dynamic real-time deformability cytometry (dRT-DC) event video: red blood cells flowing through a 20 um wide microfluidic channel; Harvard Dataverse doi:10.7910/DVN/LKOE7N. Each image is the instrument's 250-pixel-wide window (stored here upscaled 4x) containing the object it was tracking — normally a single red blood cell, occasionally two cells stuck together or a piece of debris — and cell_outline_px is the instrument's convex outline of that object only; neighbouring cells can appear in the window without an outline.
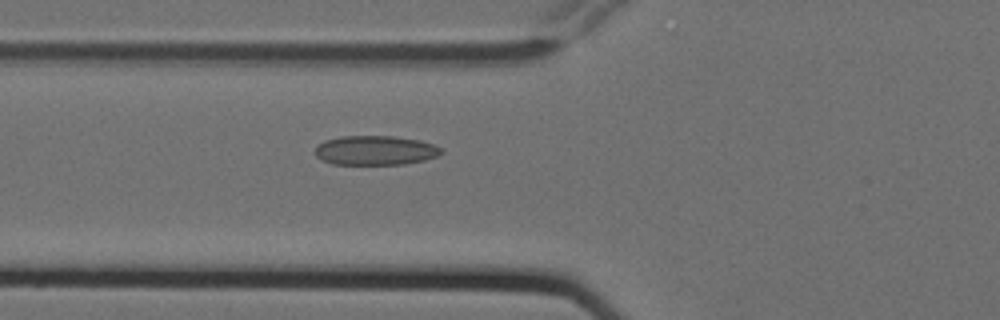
{"species": "Egyptian fruit bat (a non-hibernating species)", "species_latin": "Rousettus aegyptiacus", "temperature_condition": "cold", "stored_images_in_passage": 6, "camera_frame_rate_fps": 3000, "um_per_image_px": 0.085, "animal": {"sex": "female"}, "frame": {"image": 1, "passage_image": 6, "time_ms": 1.667, "image_size_px": [1000, 320], "cell_outline_px": [[440, 152], [436, 156], [424, 160], [404, 164], [332, 164], [316, 156], [316, 148], [324, 140], [340, 136], [392, 136], [420, 140], [432, 144], [440, 148]], "centroid_in_image_um": [31.88, 12.77], "position_along_channel_um": 93.9, "area_um2": 21.33}}